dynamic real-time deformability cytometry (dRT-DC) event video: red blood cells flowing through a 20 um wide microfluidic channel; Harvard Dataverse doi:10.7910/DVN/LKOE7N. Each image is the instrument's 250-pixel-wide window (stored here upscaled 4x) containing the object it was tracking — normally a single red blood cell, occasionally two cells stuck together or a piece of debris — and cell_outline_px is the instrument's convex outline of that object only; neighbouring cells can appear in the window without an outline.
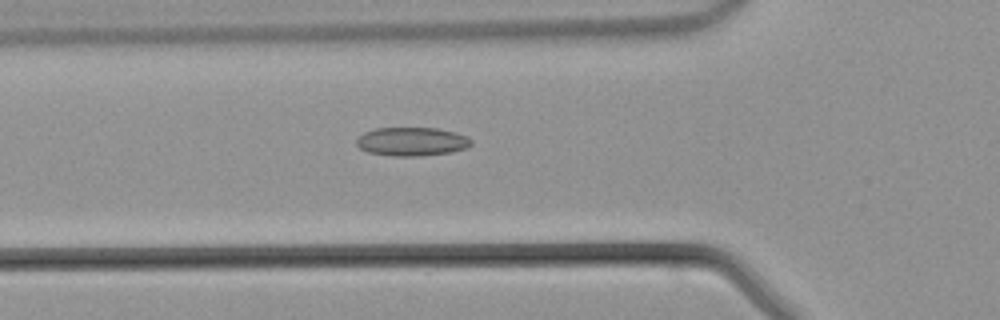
{"species": "common noctule bat (a hibernating species)", "species_latin": "Nyctalus noctula", "temperature_condition": "warm", "stored_images_in_passage": 32, "camera_frame_rate_fps": 3000, "um_per_image_px": 0.085, "animal": {"sex": "male", "body_mass_g": 21.5, "forearm_length_mm": 52.0}, "frame": {"image": 1, "passage_image": 3, "time_ms": 0.667, "image_size_px": [1000, 320], "cell_outline_px": [[472, 144], [468, 148], [452, 152], [420, 156], [392, 156], [368, 152], [360, 148], [356, 144], [356, 140], [364, 132], [376, 128], [436, 128], [456, 132], [468, 136], [472, 140]], "centroid_in_image_um": [35.04, 12.03], "position_along_channel_um": 90.8, "area_um2": 19.31}}
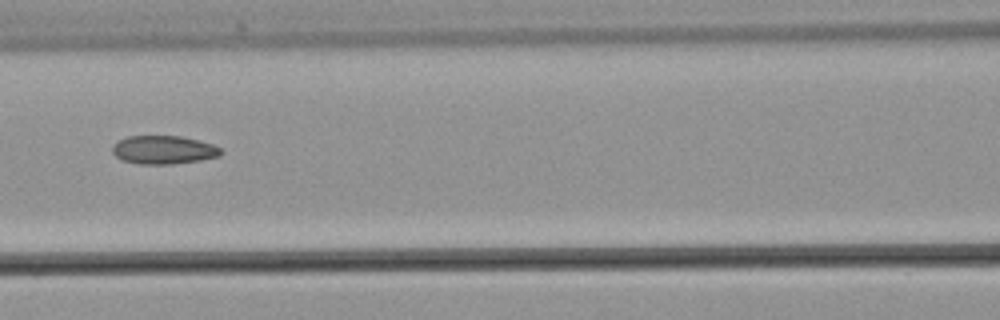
{"frame": {"image": 2, "passage_image": 7, "time_ms": 2.0, "image_size_px": [1000, 320], "cell_outline_px": [[224, 152], [220, 156], [200, 160], [172, 164], [140, 164], [120, 160], [112, 152], [112, 144], [128, 136], [180, 136], [212, 144], [220, 148]], "centroid_in_image_um": [13.89, 12.74], "position_along_channel_um": 152.7, "area_um2": 17.98}}
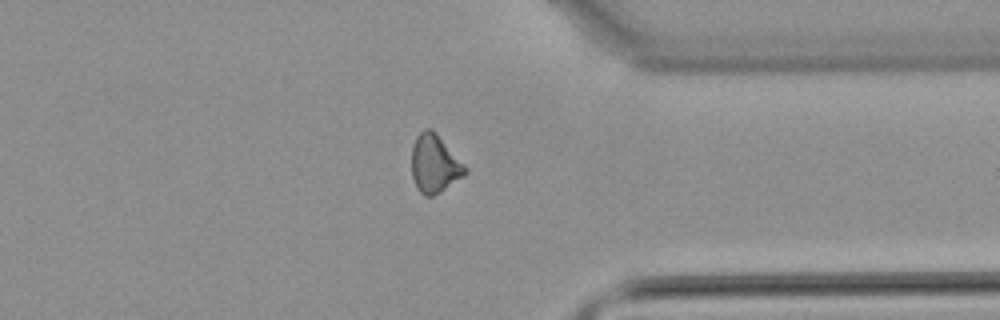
{"frame": {"image": 3, "passage_image": 22, "time_ms": 7.0, "image_size_px": [1000, 320], "cell_outline_px": [[468, 172], [464, 176], [440, 192], [432, 196], [424, 196], [416, 188], [412, 176], [412, 144], [416, 136], [424, 128], [432, 128], [436, 132], [468, 168]], "centroid_in_image_um": [36.94, 13.91], "position_along_channel_um": 374.5, "area_um2": 18.32}}